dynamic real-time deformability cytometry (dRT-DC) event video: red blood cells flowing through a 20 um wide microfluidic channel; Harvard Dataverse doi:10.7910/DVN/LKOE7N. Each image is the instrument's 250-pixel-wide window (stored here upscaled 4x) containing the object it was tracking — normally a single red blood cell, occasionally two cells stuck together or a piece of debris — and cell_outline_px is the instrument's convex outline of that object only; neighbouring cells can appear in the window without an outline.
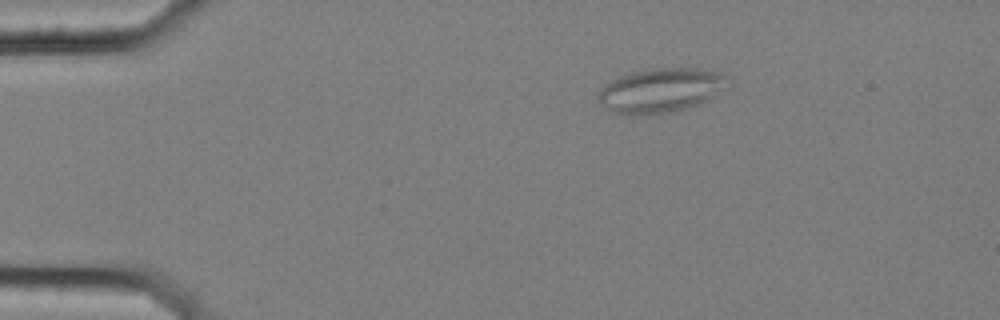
{"species": "common noctule bat (a hibernating species)", "species_latin": "Nyctalus noctula", "temperature_condition": "cold", "stored_images_in_passage": 50, "camera_frame_rate_fps": 3000, "um_per_image_px": 0.085, "animal": {"sex": "female", "body_mass_g": 25.1}, "frame": {"image": 1, "passage_image": 3, "time_ms": 0.667, "image_size_px": [1000, 320], "cell_outline_px": [[732, 84], [712, 96], [696, 104], [672, 112], [612, 112], [596, 96], [600, 88], [608, 80], [616, 76], [632, 72], [652, 68], [700, 68], [720, 72], [728, 76], [732, 80]], "centroid_in_image_um": [56.21, 7.6], "position_along_channel_um": 28.8, "area_um2": 32.95}}
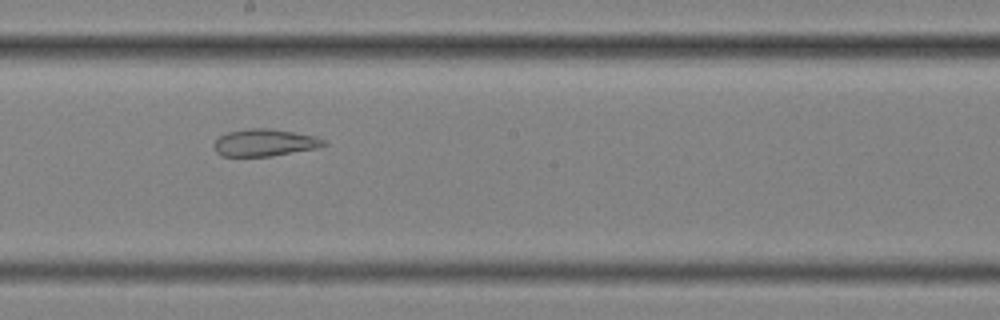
{"frame": {"image": 2, "passage_image": 25, "time_ms": 8.0, "image_size_px": [1000, 320], "cell_outline_px": [[328, 144], [316, 148], [272, 156], [220, 156], [216, 152], [212, 144], [220, 136], [228, 132], [248, 128], [268, 128], [316, 136], [324, 140]], "centroid_in_image_um": [22.47, 12.13], "position_along_channel_um": 225.7, "area_um2": 17.34}}
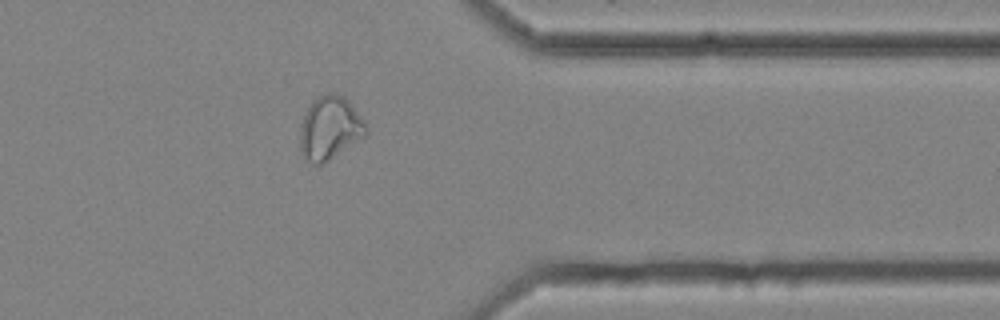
{"frame": {"image": 3, "passage_image": 39, "time_ms": 12.667, "image_size_px": [1000, 320], "cell_outline_px": [[368, 132], [364, 136], [328, 160], [320, 164], [312, 164], [300, 152], [300, 128], [304, 116], [312, 100], [328, 92], [336, 92], [344, 96], [348, 100], [364, 120], [368, 128]], "centroid_in_image_um": [28.03, 10.85], "position_along_channel_um": 383.4, "area_um2": 24.16}, "authors_computed_cell_mechanics": {"area_um2": 23.9581, "velocity_mm_per_s": 3.5538, "shape_relaxation_time_tau1_ms": null, "shape_relaxation_time_tau2_ms": 2.4005, "deformation_change_tau1": null, "deformation_change_tau2": 0.0915}}